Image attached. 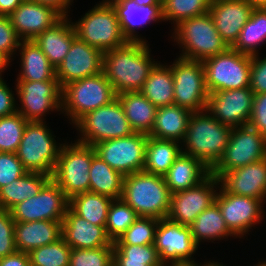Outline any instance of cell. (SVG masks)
<instances>
[{"label":"cell","mask_w":266,"mask_h":266,"mask_svg":"<svg viewBox=\"0 0 266 266\" xmlns=\"http://www.w3.org/2000/svg\"><path fill=\"white\" fill-rule=\"evenodd\" d=\"M150 50L147 42H128L103 53L102 71L116 94L140 91L157 63Z\"/></svg>","instance_id":"1"},{"label":"cell","mask_w":266,"mask_h":266,"mask_svg":"<svg viewBox=\"0 0 266 266\" xmlns=\"http://www.w3.org/2000/svg\"><path fill=\"white\" fill-rule=\"evenodd\" d=\"M232 129L217 121L206 109L193 112L182 152L200 160L211 170L223 156Z\"/></svg>","instance_id":"2"},{"label":"cell","mask_w":266,"mask_h":266,"mask_svg":"<svg viewBox=\"0 0 266 266\" xmlns=\"http://www.w3.org/2000/svg\"><path fill=\"white\" fill-rule=\"evenodd\" d=\"M171 193L161 175L145 171L125 175L121 199L138 216L163 219L170 208Z\"/></svg>","instance_id":"3"},{"label":"cell","mask_w":266,"mask_h":266,"mask_svg":"<svg viewBox=\"0 0 266 266\" xmlns=\"http://www.w3.org/2000/svg\"><path fill=\"white\" fill-rule=\"evenodd\" d=\"M173 30L175 35L172 37L182 48L178 57L183 59L203 61L229 48L216 30L209 12L183 20Z\"/></svg>","instance_id":"4"},{"label":"cell","mask_w":266,"mask_h":266,"mask_svg":"<svg viewBox=\"0 0 266 266\" xmlns=\"http://www.w3.org/2000/svg\"><path fill=\"white\" fill-rule=\"evenodd\" d=\"M117 98L111 82L102 72L68 83L62 88V111L73 125L87 113Z\"/></svg>","instance_id":"5"},{"label":"cell","mask_w":266,"mask_h":266,"mask_svg":"<svg viewBox=\"0 0 266 266\" xmlns=\"http://www.w3.org/2000/svg\"><path fill=\"white\" fill-rule=\"evenodd\" d=\"M74 142L63 143L51 176L69 200L77 194L90 191L89 170L96 155L93 146Z\"/></svg>","instance_id":"6"},{"label":"cell","mask_w":266,"mask_h":266,"mask_svg":"<svg viewBox=\"0 0 266 266\" xmlns=\"http://www.w3.org/2000/svg\"><path fill=\"white\" fill-rule=\"evenodd\" d=\"M77 37L103 53L119 48L129 41L123 35L116 12L107 0H102L73 23Z\"/></svg>","instance_id":"7"},{"label":"cell","mask_w":266,"mask_h":266,"mask_svg":"<svg viewBox=\"0 0 266 266\" xmlns=\"http://www.w3.org/2000/svg\"><path fill=\"white\" fill-rule=\"evenodd\" d=\"M52 133L46 121H29L26 124L16 154L27 172L52 176L63 145L57 144Z\"/></svg>","instance_id":"8"},{"label":"cell","mask_w":266,"mask_h":266,"mask_svg":"<svg viewBox=\"0 0 266 266\" xmlns=\"http://www.w3.org/2000/svg\"><path fill=\"white\" fill-rule=\"evenodd\" d=\"M74 127L81 133L76 141L94 146L114 138L128 137L134 133L118 98L80 118Z\"/></svg>","instance_id":"9"},{"label":"cell","mask_w":266,"mask_h":266,"mask_svg":"<svg viewBox=\"0 0 266 266\" xmlns=\"http://www.w3.org/2000/svg\"><path fill=\"white\" fill-rule=\"evenodd\" d=\"M210 93L249 87L251 56L231 47L202 61Z\"/></svg>","instance_id":"10"},{"label":"cell","mask_w":266,"mask_h":266,"mask_svg":"<svg viewBox=\"0 0 266 266\" xmlns=\"http://www.w3.org/2000/svg\"><path fill=\"white\" fill-rule=\"evenodd\" d=\"M266 158V137L249 124L233 128L223 156L210 170L219 178L222 174L256 163Z\"/></svg>","instance_id":"11"},{"label":"cell","mask_w":266,"mask_h":266,"mask_svg":"<svg viewBox=\"0 0 266 266\" xmlns=\"http://www.w3.org/2000/svg\"><path fill=\"white\" fill-rule=\"evenodd\" d=\"M174 104L192 112L206 109L209 92L202 61L178 57L172 64Z\"/></svg>","instance_id":"12"},{"label":"cell","mask_w":266,"mask_h":266,"mask_svg":"<svg viewBox=\"0 0 266 266\" xmlns=\"http://www.w3.org/2000/svg\"><path fill=\"white\" fill-rule=\"evenodd\" d=\"M148 135L134 132L128 137L114 138L93 147L103 161L124 176L143 171Z\"/></svg>","instance_id":"13"},{"label":"cell","mask_w":266,"mask_h":266,"mask_svg":"<svg viewBox=\"0 0 266 266\" xmlns=\"http://www.w3.org/2000/svg\"><path fill=\"white\" fill-rule=\"evenodd\" d=\"M16 83V95L21 102L17 112L27 121L43 122L46 112L62 111V88L58 80Z\"/></svg>","instance_id":"14"},{"label":"cell","mask_w":266,"mask_h":266,"mask_svg":"<svg viewBox=\"0 0 266 266\" xmlns=\"http://www.w3.org/2000/svg\"><path fill=\"white\" fill-rule=\"evenodd\" d=\"M219 185V179L210 173L196 186L171 194L166 218L190 226L201 212L215 203Z\"/></svg>","instance_id":"15"},{"label":"cell","mask_w":266,"mask_h":266,"mask_svg":"<svg viewBox=\"0 0 266 266\" xmlns=\"http://www.w3.org/2000/svg\"><path fill=\"white\" fill-rule=\"evenodd\" d=\"M69 199L51 179L34 197L18 203L10 212L14 222L63 221Z\"/></svg>","instance_id":"16"},{"label":"cell","mask_w":266,"mask_h":266,"mask_svg":"<svg viewBox=\"0 0 266 266\" xmlns=\"http://www.w3.org/2000/svg\"><path fill=\"white\" fill-rule=\"evenodd\" d=\"M215 202L226 226L238 238L248 234L249 229L263 220L264 202L260 199L228 193L220 187Z\"/></svg>","instance_id":"17"},{"label":"cell","mask_w":266,"mask_h":266,"mask_svg":"<svg viewBox=\"0 0 266 266\" xmlns=\"http://www.w3.org/2000/svg\"><path fill=\"white\" fill-rule=\"evenodd\" d=\"M255 94L250 87L210 93L206 110L221 124L231 128L249 124Z\"/></svg>","instance_id":"18"},{"label":"cell","mask_w":266,"mask_h":266,"mask_svg":"<svg viewBox=\"0 0 266 266\" xmlns=\"http://www.w3.org/2000/svg\"><path fill=\"white\" fill-rule=\"evenodd\" d=\"M154 246L163 265L176 261L192 260V255L198 250L190 226L180 225L168 218L159 220Z\"/></svg>","instance_id":"19"},{"label":"cell","mask_w":266,"mask_h":266,"mask_svg":"<svg viewBox=\"0 0 266 266\" xmlns=\"http://www.w3.org/2000/svg\"><path fill=\"white\" fill-rule=\"evenodd\" d=\"M102 65L103 52L76 37L56 68V78L63 88L70 82L102 72Z\"/></svg>","instance_id":"20"},{"label":"cell","mask_w":266,"mask_h":266,"mask_svg":"<svg viewBox=\"0 0 266 266\" xmlns=\"http://www.w3.org/2000/svg\"><path fill=\"white\" fill-rule=\"evenodd\" d=\"M62 16L52 7L24 0L10 15L12 27L20 40H34Z\"/></svg>","instance_id":"21"},{"label":"cell","mask_w":266,"mask_h":266,"mask_svg":"<svg viewBox=\"0 0 266 266\" xmlns=\"http://www.w3.org/2000/svg\"><path fill=\"white\" fill-rule=\"evenodd\" d=\"M253 7L245 0H212L210 15L221 38L231 47L249 20Z\"/></svg>","instance_id":"22"},{"label":"cell","mask_w":266,"mask_h":266,"mask_svg":"<svg viewBox=\"0 0 266 266\" xmlns=\"http://www.w3.org/2000/svg\"><path fill=\"white\" fill-rule=\"evenodd\" d=\"M220 186L228 193L266 200V158L222 174Z\"/></svg>","instance_id":"23"},{"label":"cell","mask_w":266,"mask_h":266,"mask_svg":"<svg viewBox=\"0 0 266 266\" xmlns=\"http://www.w3.org/2000/svg\"><path fill=\"white\" fill-rule=\"evenodd\" d=\"M62 238L72 249L114 246L105 226H97L77 215L70 207L62 221Z\"/></svg>","instance_id":"24"},{"label":"cell","mask_w":266,"mask_h":266,"mask_svg":"<svg viewBox=\"0 0 266 266\" xmlns=\"http://www.w3.org/2000/svg\"><path fill=\"white\" fill-rule=\"evenodd\" d=\"M116 12L123 35L129 42H148L139 37L136 28L146 23L162 22V5L139 6L134 0H107Z\"/></svg>","instance_id":"25"},{"label":"cell","mask_w":266,"mask_h":266,"mask_svg":"<svg viewBox=\"0 0 266 266\" xmlns=\"http://www.w3.org/2000/svg\"><path fill=\"white\" fill-rule=\"evenodd\" d=\"M14 237L17 251L29 253L62 238V221L15 222Z\"/></svg>","instance_id":"26"},{"label":"cell","mask_w":266,"mask_h":266,"mask_svg":"<svg viewBox=\"0 0 266 266\" xmlns=\"http://www.w3.org/2000/svg\"><path fill=\"white\" fill-rule=\"evenodd\" d=\"M69 20L68 16H62L34 39L55 68L63 61L72 41L77 37L73 22Z\"/></svg>","instance_id":"27"},{"label":"cell","mask_w":266,"mask_h":266,"mask_svg":"<svg viewBox=\"0 0 266 266\" xmlns=\"http://www.w3.org/2000/svg\"><path fill=\"white\" fill-rule=\"evenodd\" d=\"M20 72L16 81L58 80L56 68L48 61L46 55L34 40H20Z\"/></svg>","instance_id":"28"},{"label":"cell","mask_w":266,"mask_h":266,"mask_svg":"<svg viewBox=\"0 0 266 266\" xmlns=\"http://www.w3.org/2000/svg\"><path fill=\"white\" fill-rule=\"evenodd\" d=\"M209 174L210 169L200 160L182 152L163 177L173 194L196 186Z\"/></svg>","instance_id":"29"},{"label":"cell","mask_w":266,"mask_h":266,"mask_svg":"<svg viewBox=\"0 0 266 266\" xmlns=\"http://www.w3.org/2000/svg\"><path fill=\"white\" fill-rule=\"evenodd\" d=\"M192 114V111L175 104L158 107L153 129L148 136L182 143Z\"/></svg>","instance_id":"30"},{"label":"cell","mask_w":266,"mask_h":266,"mask_svg":"<svg viewBox=\"0 0 266 266\" xmlns=\"http://www.w3.org/2000/svg\"><path fill=\"white\" fill-rule=\"evenodd\" d=\"M117 98L134 132L149 135L154 126L157 107L140 91L119 93Z\"/></svg>","instance_id":"31"},{"label":"cell","mask_w":266,"mask_h":266,"mask_svg":"<svg viewBox=\"0 0 266 266\" xmlns=\"http://www.w3.org/2000/svg\"><path fill=\"white\" fill-rule=\"evenodd\" d=\"M51 180V176L42 173L27 172L11 184L0 188V206L10 211L18 203L37 195Z\"/></svg>","instance_id":"32"},{"label":"cell","mask_w":266,"mask_h":266,"mask_svg":"<svg viewBox=\"0 0 266 266\" xmlns=\"http://www.w3.org/2000/svg\"><path fill=\"white\" fill-rule=\"evenodd\" d=\"M140 92L157 108L174 104V81L171 65L160 64L151 69Z\"/></svg>","instance_id":"33"},{"label":"cell","mask_w":266,"mask_h":266,"mask_svg":"<svg viewBox=\"0 0 266 266\" xmlns=\"http://www.w3.org/2000/svg\"><path fill=\"white\" fill-rule=\"evenodd\" d=\"M180 144L178 141L148 136L143 171L164 176L182 153Z\"/></svg>","instance_id":"34"},{"label":"cell","mask_w":266,"mask_h":266,"mask_svg":"<svg viewBox=\"0 0 266 266\" xmlns=\"http://www.w3.org/2000/svg\"><path fill=\"white\" fill-rule=\"evenodd\" d=\"M190 228L194 242L198 247L203 240L213 242L226 239L229 236L237 238L226 226L216 202L201 212L190 225Z\"/></svg>","instance_id":"35"},{"label":"cell","mask_w":266,"mask_h":266,"mask_svg":"<svg viewBox=\"0 0 266 266\" xmlns=\"http://www.w3.org/2000/svg\"><path fill=\"white\" fill-rule=\"evenodd\" d=\"M90 174V191L106 195L112 199H121L124 175L112 169L98 155L92 159Z\"/></svg>","instance_id":"36"},{"label":"cell","mask_w":266,"mask_h":266,"mask_svg":"<svg viewBox=\"0 0 266 266\" xmlns=\"http://www.w3.org/2000/svg\"><path fill=\"white\" fill-rule=\"evenodd\" d=\"M266 42V8L253 9L243 26L232 49L246 55H257L258 49ZM260 46V47H259Z\"/></svg>","instance_id":"37"},{"label":"cell","mask_w":266,"mask_h":266,"mask_svg":"<svg viewBox=\"0 0 266 266\" xmlns=\"http://www.w3.org/2000/svg\"><path fill=\"white\" fill-rule=\"evenodd\" d=\"M112 198L91 191L80 193L69 200V207L80 217L97 226H106Z\"/></svg>","instance_id":"38"},{"label":"cell","mask_w":266,"mask_h":266,"mask_svg":"<svg viewBox=\"0 0 266 266\" xmlns=\"http://www.w3.org/2000/svg\"><path fill=\"white\" fill-rule=\"evenodd\" d=\"M113 266H163L154 244H114Z\"/></svg>","instance_id":"39"},{"label":"cell","mask_w":266,"mask_h":266,"mask_svg":"<svg viewBox=\"0 0 266 266\" xmlns=\"http://www.w3.org/2000/svg\"><path fill=\"white\" fill-rule=\"evenodd\" d=\"M212 0H162L164 21L178 25L183 20L203 15L210 11Z\"/></svg>","instance_id":"40"},{"label":"cell","mask_w":266,"mask_h":266,"mask_svg":"<svg viewBox=\"0 0 266 266\" xmlns=\"http://www.w3.org/2000/svg\"><path fill=\"white\" fill-rule=\"evenodd\" d=\"M70 254L71 247L63 238L28 253L31 266H69Z\"/></svg>","instance_id":"41"},{"label":"cell","mask_w":266,"mask_h":266,"mask_svg":"<svg viewBox=\"0 0 266 266\" xmlns=\"http://www.w3.org/2000/svg\"><path fill=\"white\" fill-rule=\"evenodd\" d=\"M138 217L137 213L122 199H113L108 209L105 226L106 233L112 242L117 240Z\"/></svg>","instance_id":"42"},{"label":"cell","mask_w":266,"mask_h":266,"mask_svg":"<svg viewBox=\"0 0 266 266\" xmlns=\"http://www.w3.org/2000/svg\"><path fill=\"white\" fill-rule=\"evenodd\" d=\"M28 122L18 112L0 117V152H17Z\"/></svg>","instance_id":"43"},{"label":"cell","mask_w":266,"mask_h":266,"mask_svg":"<svg viewBox=\"0 0 266 266\" xmlns=\"http://www.w3.org/2000/svg\"><path fill=\"white\" fill-rule=\"evenodd\" d=\"M160 219L139 216L113 244L148 245L154 244L155 233Z\"/></svg>","instance_id":"44"},{"label":"cell","mask_w":266,"mask_h":266,"mask_svg":"<svg viewBox=\"0 0 266 266\" xmlns=\"http://www.w3.org/2000/svg\"><path fill=\"white\" fill-rule=\"evenodd\" d=\"M114 246L72 249L69 266H113Z\"/></svg>","instance_id":"45"},{"label":"cell","mask_w":266,"mask_h":266,"mask_svg":"<svg viewBox=\"0 0 266 266\" xmlns=\"http://www.w3.org/2000/svg\"><path fill=\"white\" fill-rule=\"evenodd\" d=\"M26 173L16 153L0 152V188L11 184Z\"/></svg>","instance_id":"46"},{"label":"cell","mask_w":266,"mask_h":266,"mask_svg":"<svg viewBox=\"0 0 266 266\" xmlns=\"http://www.w3.org/2000/svg\"><path fill=\"white\" fill-rule=\"evenodd\" d=\"M14 226L11 212L5 209L0 210V259L17 251Z\"/></svg>","instance_id":"47"},{"label":"cell","mask_w":266,"mask_h":266,"mask_svg":"<svg viewBox=\"0 0 266 266\" xmlns=\"http://www.w3.org/2000/svg\"><path fill=\"white\" fill-rule=\"evenodd\" d=\"M20 39L12 27L9 16L0 15V52L7 55L11 61L15 52H18Z\"/></svg>","instance_id":"48"},{"label":"cell","mask_w":266,"mask_h":266,"mask_svg":"<svg viewBox=\"0 0 266 266\" xmlns=\"http://www.w3.org/2000/svg\"><path fill=\"white\" fill-rule=\"evenodd\" d=\"M249 87L255 95L266 93V57L251 56Z\"/></svg>","instance_id":"49"},{"label":"cell","mask_w":266,"mask_h":266,"mask_svg":"<svg viewBox=\"0 0 266 266\" xmlns=\"http://www.w3.org/2000/svg\"><path fill=\"white\" fill-rule=\"evenodd\" d=\"M249 125L266 137V93L255 95Z\"/></svg>","instance_id":"50"},{"label":"cell","mask_w":266,"mask_h":266,"mask_svg":"<svg viewBox=\"0 0 266 266\" xmlns=\"http://www.w3.org/2000/svg\"><path fill=\"white\" fill-rule=\"evenodd\" d=\"M16 99L12 89L4 79H0V117L9 116L17 112Z\"/></svg>","instance_id":"51"},{"label":"cell","mask_w":266,"mask_h":266,"mask_svg":"<svg viewBox=\"0 0 266 266\" xmlns=\"http://www.w3.org/2000/svg\"><path fill=\"white\" fill-rule=\"evenodd\" d=\"M0 266H31L28 253L16 251L0 259Z\"/></svg>","instance_id":"52"},{"label":"cell","mask_w":266,"mask_h":266,"mask_svg":"<svg viewBox=\"0 0 266 266\" xmlns=\"http://www.w3.org/2000/svg\"><path fill=\"white\" fill-rule=\"evenodd\" d=\"M33 2H37L42 5H47L56 10L61 16H69L67 13L69 12V6L73 0H30Z\"/></svg>","instance_id":"53"},{"label":"cell","mask_w":266,"mask_h":266,"mask_svg":"<svg viewBox=\"0 0 266 266\" xmlns=\"http://www.w3.org/2000/svg\"><path fill=\"white\" fill-rule=\"evenodd\" d=\"M24 0H0V15L9 16Z\"/></svg>","instance_id":"54"},{"label":"cell","mask_w":266,"mask_h":266,"mask_svg":"<svg viewBox=\"0 0 266 266\" xmlns=\"http://www.w3.org/2000/svg\"><path fill=\"white\" fill-rule=\"evenodd\" d=\"M195 259L193 260H189V261H176V262H171V263H167L164 264L163 266H215L218 262H214V261H207L206 263L204 262V264L198 265L195 261Z\"/></svg>","instance_id":"55"},{"label":"cell","mask_w":266,"mask_h":266,"mask_svg":"<svg viewBox=\"0 0 266 266\" xmlns=\"http://www.w3.org/2000/svg\"><path fill=\"white\" fill-rule=\"evenodd\" d=\"M10 60L11 59L7 55L0 52V79H2V72H4V70H7L5 68H7L11 63Z\"/></svg>","instance_id":"56"},{"label":"cell","mask_w":266,"mask_h":266,"mask_svg":"<svg viewBox=\"0 0 266 266\" xmlns=\"http://www.w3.org/2000/svg\"><path fill=\"white\" fill-rule=\"evenodd\" d=\"M247 1L254 9L266 8V0H245Z\"/></svg>","instance_id":"57"},{"label":"cell","mask_w":266,"mask_h":266,"mask_svg":"<svg viewBox=\"0 0 266 266\" xmlns=\"http://www.w3.org/2000/svg\"><path fill=\"white\" fill-rule=\"evenodd\" d=\"M139 6L162 5V0H134Z\"/></svg>","instance_id":"58"},{"label":"cell","mask_w":266,"mask_h":266,"mask_svg":"<svg viewBox=\"0 0 266 266\" xmlns=\"http://www.w3.org/2000/svg\"><path fill=\"white\" fill-rule=\"evenodd\" d=\"M254 266H266V261L261 262L260 260V262H258V265H254Z\"/></svg>","instance_id":"59"},{"label":"cell","mask_w":266,"mask_h":266,"mask_svg":"<svg viewBox=\"0 0 266 266\" xmlns=\"http://www.w3.org/2000/svg\"><path fill=\"white\" fill-rule=\"evenodd\" d=\"M225 264H220L219 262L215 266H224ZM226 266V265H225Z\"/></svg>","instance_id":"60"}]
</instances>
